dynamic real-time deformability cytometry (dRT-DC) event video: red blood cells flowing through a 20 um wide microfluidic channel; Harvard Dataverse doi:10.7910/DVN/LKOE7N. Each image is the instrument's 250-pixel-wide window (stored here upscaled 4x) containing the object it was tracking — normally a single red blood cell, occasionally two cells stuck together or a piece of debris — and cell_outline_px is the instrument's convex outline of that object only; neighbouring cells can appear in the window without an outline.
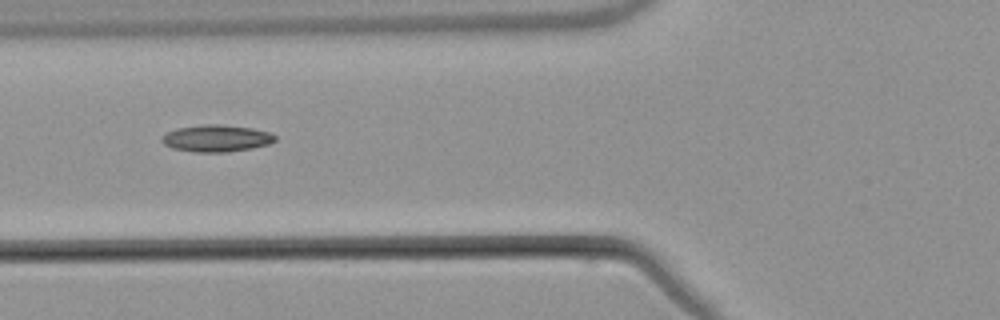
{"species": "common noctule bat (a hibernating species)", "species_latin": "Nyctalus noctula", "temperature_condition": "warm", "stored_images_in_passage": 4, "camera_frame_rate_fps": 3000, "um_per_image_px": 0.085, "animal": {"sex": "male", "body_mass_g": 21.5, "forearm_length_mm": 52.0}, "frame": {"image": 1, "passage_image": 3, "time_ms": 3.333, "image_size_px": [1000, 320], "cell_outline_px": [[276, 140], [268, 144], [252, 148], [228, 152], [192, 152], [172, 148], [164, 144], [160, 140], [160, 136], [176, 128], [204, 124], [220, 124], [252, 128], [272, 132], [276, 136]], "centroid_in_image_um": [18.39, 11.75], "position_along_channel_um": 107.4, "area_um2": 17.98}}
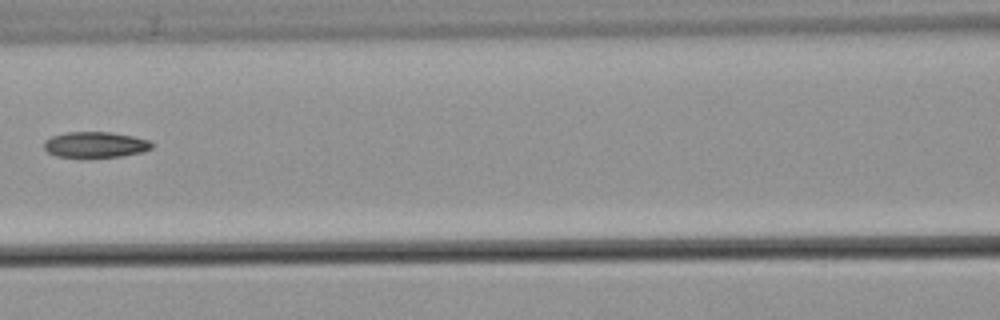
{"frame": {"image": 2, "passage_image": 4, "time_ms": 4.667, "image_size_px": [1000, 320], "cell_outline_px": [[152, 148], [140, 152], [120, 156], [56, 156], [48, 152], [44, 148], [44, 140], [52, 136], [64, 132], [112, 132], [152, 140]], "centroid_in_image_um": [8.1, 12.27], "position_along_channel_um": 158.5, "area_um2": 15.95}}